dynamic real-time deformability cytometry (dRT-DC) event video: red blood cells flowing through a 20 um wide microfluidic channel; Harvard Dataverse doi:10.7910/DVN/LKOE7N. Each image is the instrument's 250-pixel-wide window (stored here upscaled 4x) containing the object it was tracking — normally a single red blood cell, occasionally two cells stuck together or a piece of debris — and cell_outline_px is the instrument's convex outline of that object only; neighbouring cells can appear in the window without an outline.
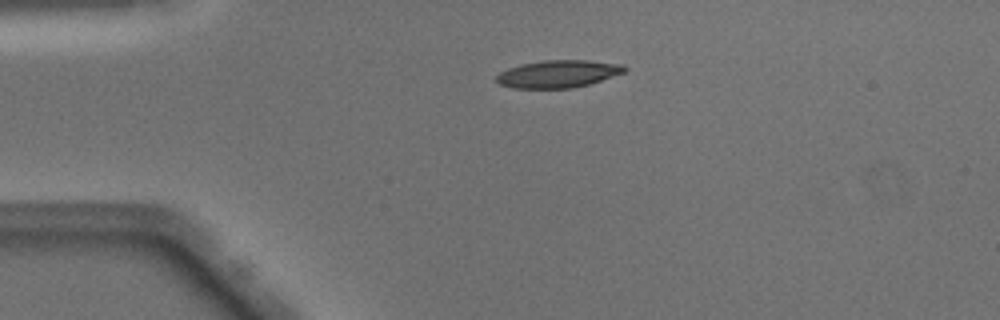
{"species": "Egyptian fruit bat (a non-hibernating species)", "species_latin": "Rousettus aegyptiacus", "temperature_condition": "warm", "stored_images_in_passage": 39, "camera_frame_rate_fps": 3000, "um_per_image_px": 0.085, "animal": {"sex": "male"}, "frame": {"image": 1, "passage_image": 1, "time_ms": 0.0, "image_size_px": [1000, 320], "cell_outline_px": [[628, 68], [624, 72], [588, 84], [572, 88], [516, 88], [500, 84], [496, 80], [496, 76], [500, 72], [508, 68], [520, 64], [544, 60], [588, 60], [624, 64]], "centroid_in_image_um": [47.44, 6.27], "position_along_channel_um": 37.6, "area_um2": 20.4}}
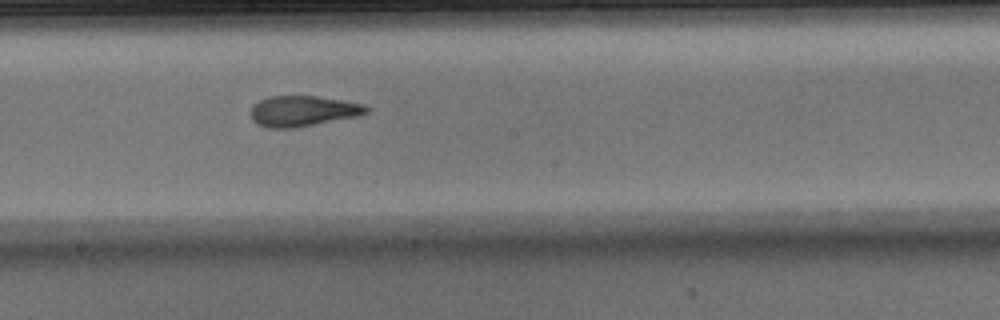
{"frame": {"image": 2, "passage_image": 17, "time_ms": 5.333, "image_size_px": [1000, 320], "cell_outline_px": [[368, 112], [356, 116], [296, 128], [268, 128], [256, 124], [252, 120], [252, 104], [268, 96], [316, 96], [364, 104], [368, 108]], "centroid_in_image_um": [25.7, 9.44], "position_along_channel_um": 222.5, "area_um2": 20.52}}
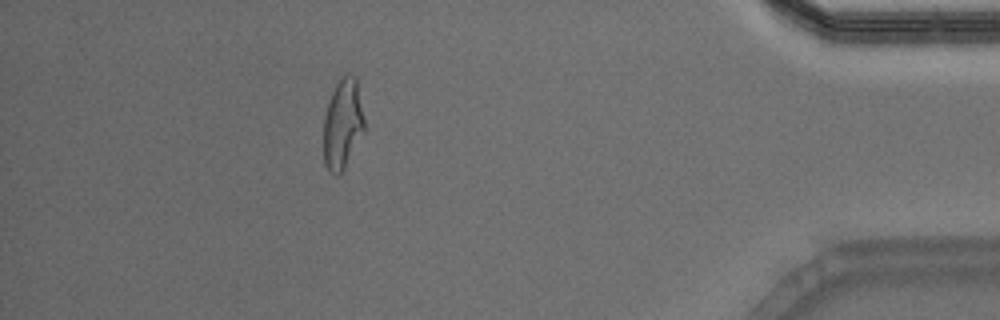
{"frame": {"image": 3, "passage_image": 34, "time_ms": 11.0, "image_size_px": [1000, 320], "cell_outline_px": [[364, 132], [344, 168], [336, 176], [328, 172], [324, 164], [324, 116], [328, 100], [336, 84], [344, 72], [348, 72], [356, 76], [364, 116]], "centroid_in_image_um": [29.12, 10.5], "position_along_channel_um": 406.1, "area_um2": 21.68}, "authors_computed_cell_mechanics": {"area_um2": 20.9814, "velocity_mm_per_s": 4.0799, "shape_relaxation_time_tau1_ms": 7.8461, "shape_relaxation_time_tau2_ms": 2.0131, "deformation_change_tau1": 0.2715, "deformation_change_tau2": 0.1141}}